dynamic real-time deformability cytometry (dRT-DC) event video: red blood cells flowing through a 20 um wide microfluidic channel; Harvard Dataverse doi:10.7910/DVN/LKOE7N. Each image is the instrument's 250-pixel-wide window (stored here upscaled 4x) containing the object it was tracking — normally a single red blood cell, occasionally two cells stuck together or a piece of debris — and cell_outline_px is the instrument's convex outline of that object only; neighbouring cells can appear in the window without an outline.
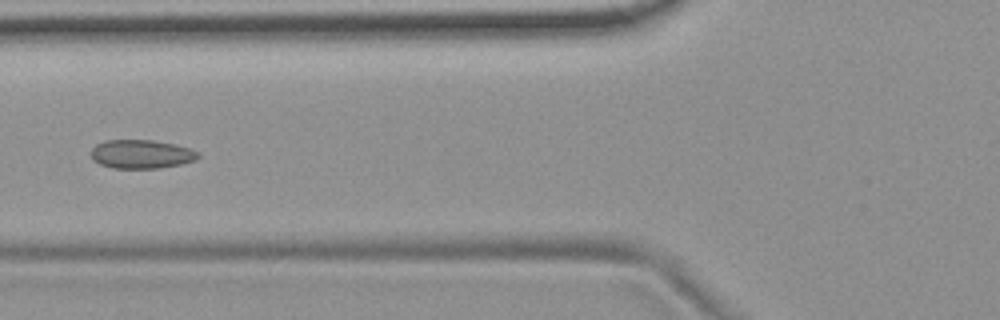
{"species": "common noctule bat (a hibernating species)", "species_latin": "Nyctalus noctula", "temperature_condition": "room temperature", "stored_images_in_passage": 4, "camera_frame_rate_fps": 3000, "um_per_image_px": 0.085, "animal": {"sex": "female", "body_mass_g": 19.9}, "frame": {"image": 1, "passage_image": 4, "time_ms": 1.0, "image_size_px": [1000, 320], "cell_outline_px": [[200, 156], [196, 160], [180, 164], [160, 168], [112, 168], [100, 164], [92, 160], [92, 148], [96, 144], [104, 140], [152, 140], [176, 144], [200, 152]], "centroid_in_image_um": [12.02, 13.1], "position_along_channel_um": 113.8, "area_um2": 18.03}}